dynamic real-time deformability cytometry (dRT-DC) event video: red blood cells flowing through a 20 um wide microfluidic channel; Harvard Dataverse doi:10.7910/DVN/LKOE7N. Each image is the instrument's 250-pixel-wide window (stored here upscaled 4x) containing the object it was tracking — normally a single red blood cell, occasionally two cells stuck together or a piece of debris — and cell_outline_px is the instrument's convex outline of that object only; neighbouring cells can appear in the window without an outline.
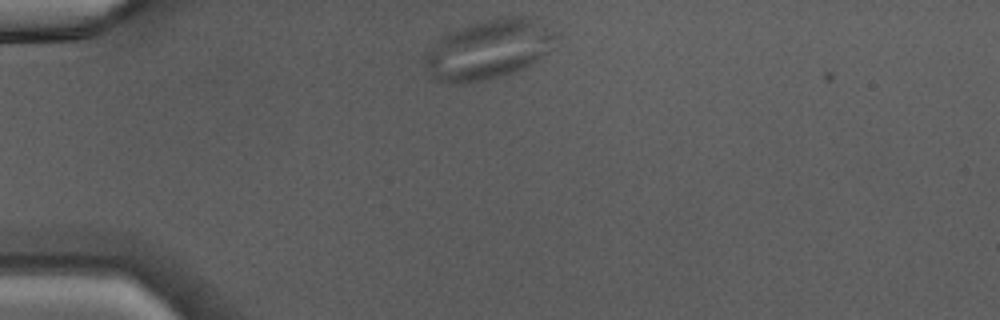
{"species": "Egyptian fruit bat (a non-hibernating species)", "species_latin": "Rousettus aegyptiacus", "temperature_condition": "warm", "stored_images_in_passage": 10, "camera_frame_rate_fps": 3000, "um_per_image_px": 0.085, "animal": {"sex": "male"}, "frame": {"image": 1, "passage_image": 1, "time_ms": 0.0, "image_size_px": [1000, 320], "cell_outline_px": [[556, 36], [548, 52], [532, 64], [512, 72], [500, 76], [480, 80], [436, 80], [432, 76], [424, 64], [424, 56], [440, 36], [448, 32], [460, 28], [488, 20], [508, 16], [532, 16], [552, 32]], "centroid_in_image_um": [41.54, 4.16], "position_along_channel_um": 43.5, "area_um2": 43.93}}
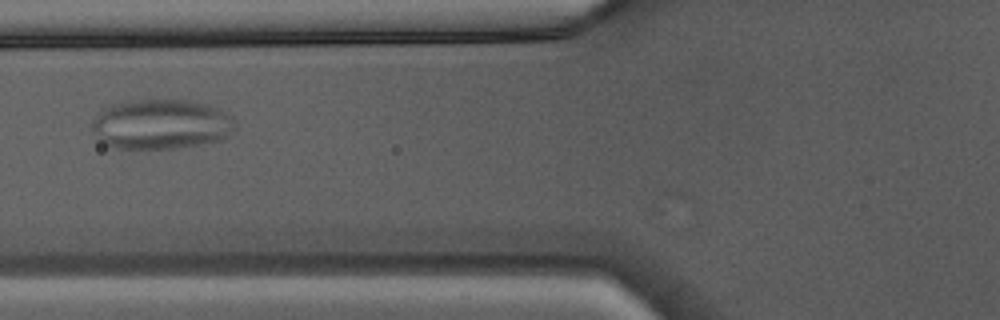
{"frame": {"image": 2, "passage_image": 8, "time_ms": 2.333, "image_size_px": [1000, 320], "cell_outline_px": [[232, 128], [228, 136], [224, 140], [200, 144], [172, 148], [112, 148], [104, 144], [92, 132], [92, 120], [104, 108], [112, 104], [132, 100], [188, 100], [208, 104], [220, 108], [228, 112], [232, 116]], "centroid_in_image_um": [13.68, 10.55], "position_along_channel_um": 112.1, "area_um2": 41.73}}